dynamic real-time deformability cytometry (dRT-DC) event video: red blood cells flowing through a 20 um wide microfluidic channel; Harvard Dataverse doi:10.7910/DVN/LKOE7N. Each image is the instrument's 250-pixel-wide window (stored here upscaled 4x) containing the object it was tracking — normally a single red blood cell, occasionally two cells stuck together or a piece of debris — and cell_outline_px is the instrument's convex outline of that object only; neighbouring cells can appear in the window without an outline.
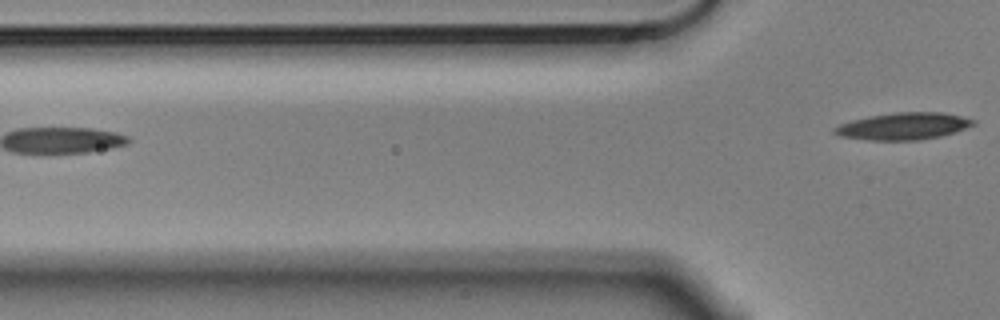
{"species": "Egyptian fruit bat (a non-hibernating species)", "species_latin": "Rousettus aegyptiacus", "temperature_condition": "cold", "stored_images_in_passage": 4, "camera_frame_rate_fps": 3000, "um_per_image_px": 0.085, "animal": {"sex": "male"}, "frame": {"image": 1, "passage_image": 4, "time_ms": 1.0, "image_size_px": [1000, 320], "cell_outline_px": [[976, 124], [956, 132], [940, 136], [916, 140], [864, 140], [840, 136], [832, 132], [832, 128], [840, 124], [852, 120], [872, 116], [896, 112], [940, 112], [960, 116], [976, 120]], "centroid_in_image_um": [76.78, 10.73], "position_along_channel_um": 49.0, "area_um2": 21.79}}